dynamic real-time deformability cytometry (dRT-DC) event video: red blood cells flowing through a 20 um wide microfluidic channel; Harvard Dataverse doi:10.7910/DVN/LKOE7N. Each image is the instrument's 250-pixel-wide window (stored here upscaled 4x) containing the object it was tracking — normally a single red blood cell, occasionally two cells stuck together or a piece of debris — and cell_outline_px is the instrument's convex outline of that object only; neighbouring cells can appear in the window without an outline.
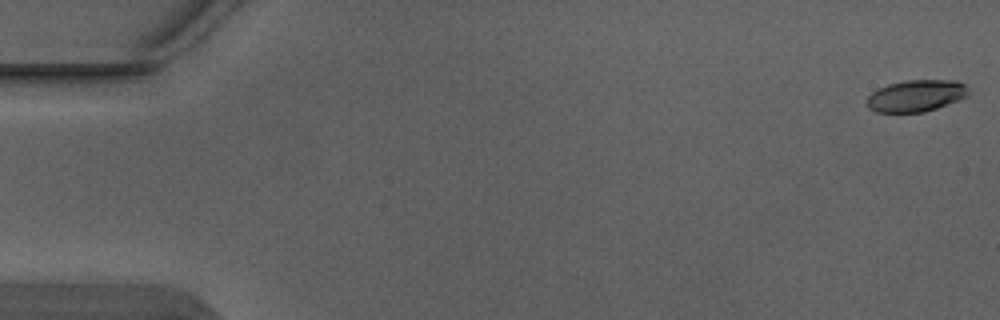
{"species": "Egyptian fruit bat (a non-hibernating species)", "species_latin": "Rousettus aegyptiacus", "temperature_condition": "warm", "stored_images_in_passage": 5, "camera_frame_rate_fps": 3000, "um_per_image_px": 0.085, "animal": {"sex": "male"}, "frame": {"image": 1, "passage_image": 1, "time_ms": 0.0, "image_size_px": [1000, 320], "cell_outline_px": [[968, 96], [936, 108], [924, 112], [876, 112], [868, 108], [868, 96], [872, 92], [888, 84], [904, 80], [956, 80], [964, 84], [968, 92]], "centroid_in_image_um": [77.86, 8.13], "position_along_channel_um": 7.1, "area_um2": 18.61}}
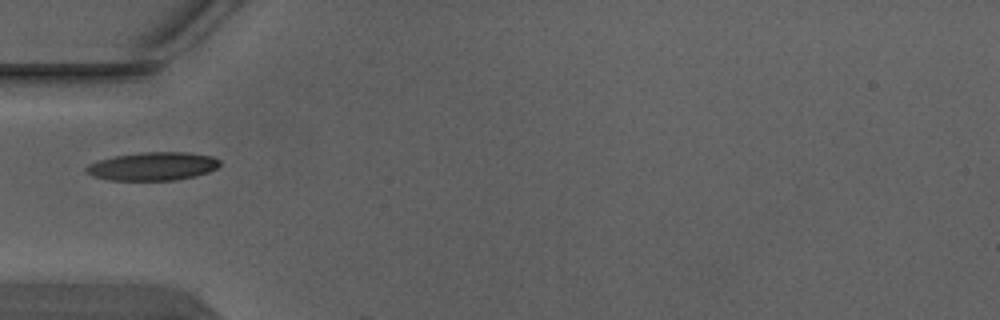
{"frame": {"image": 2, "passage_image": 4, "time_ms": 1.0, "image_size_px": [1000, 320], "cell_outline_px": [[220, 164], [216, 168], [208, 172], [196, 176], [176, 180], [108, 180], [92, 176], [84, 168], [88, 164], [100, 160], [116, 156], [144, 152], [188, 152], [212, 156], [220, 160]], "centroid_in_image_um": [13.01, 14.14], "position_along_channel_um": 72.0, "area_um2": 21.96}}
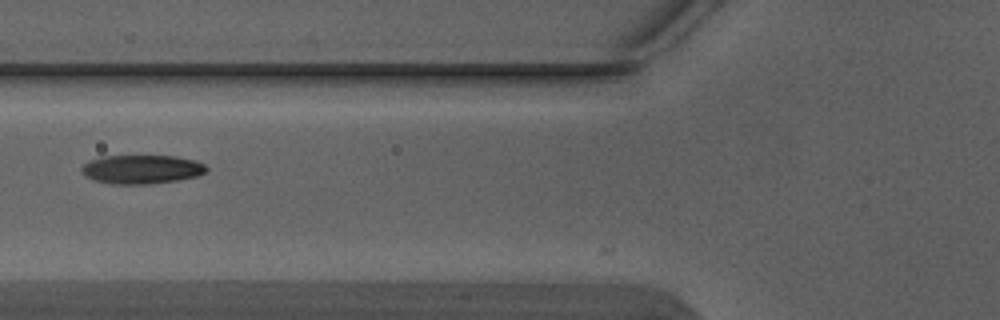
{"frame": {"image": 3, "passage_image": 5, "time_ms": 1.333, "image_size_px": [1000, 320], "cell_outline_px": [[208, 168], [204, 172], [196, 176], [180, 180], [148, 184], [112, 184], [96, 180], [84, 176], [80, 172], [80, 168], [88, 160], [100, 156], [176, 156], [196, 160], [204, 164]], "centroid_in_image_um": [12.01, 14.39], "position_along_channel_um": 113.8, "area_um2": 21.15}}